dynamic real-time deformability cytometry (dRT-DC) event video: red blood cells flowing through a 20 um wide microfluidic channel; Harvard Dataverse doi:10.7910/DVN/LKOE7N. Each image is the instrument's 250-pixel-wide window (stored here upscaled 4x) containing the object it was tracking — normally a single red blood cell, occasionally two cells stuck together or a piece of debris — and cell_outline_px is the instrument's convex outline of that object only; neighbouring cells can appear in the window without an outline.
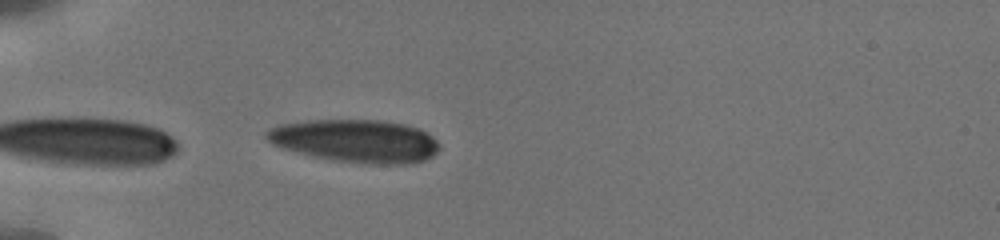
{"species": "human", "species_latin": "Homo sapiens", "temperature_condition": "cold", "stored_images_in_passage": 5, "camera_frame_rate_fps": 3000, "um_per_image_px": 0.085, "donor": {"sex": "male"}, "frame": {"image": 1, "passage_image": 2, "time_ms": 0.333, "image_size_px": [1000, 240], "cell_outline_px": [[440, 148], [432, 156], [424, 160], [408, 164], [376, 164], [340, 160], [312, 156], [284, 148], [272, 144], [264, 136], [264, 132], [268, 128], [276, 124], [308, 120], [380, 120], [404, 124], [420, 128], [432, 136], [440, 144]], "centroid_in_image_um": [30.22, 11.96], "position_along_channel_um": 54.8, "area_um2": 43.23}}